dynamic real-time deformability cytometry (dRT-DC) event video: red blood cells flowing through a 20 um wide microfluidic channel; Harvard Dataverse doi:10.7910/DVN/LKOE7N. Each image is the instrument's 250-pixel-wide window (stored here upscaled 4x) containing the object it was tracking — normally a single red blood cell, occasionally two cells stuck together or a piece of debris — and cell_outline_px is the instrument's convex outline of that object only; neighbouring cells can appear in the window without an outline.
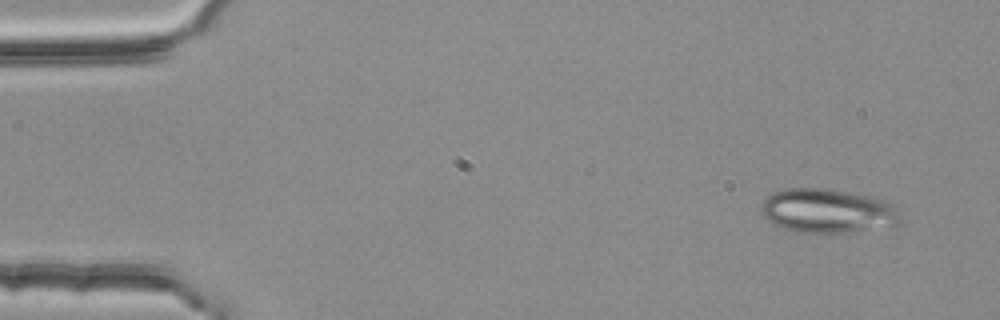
{"species": "common noctule bat (a hibernating species)", "species_latin": "Nyctalus noctula", "temperature_condition": "room temperature", "stored_images_in_passage": 4, "camera_frame_rate_fps": 3000, "um_per_image_px": 0.085, "animal": {"sex": "female", "body_mass_g": 25.1}, "frame": {"image": 1, "passage_image": 1, "time_ms": 0.0, "image_size_px": [1000, 320], "cell_outline_px": [[904, 220], [900, 224], [848, 232], [796, 232], [772, 224], [760, 212], [760, 204], [768, 196], [784, 188], [828, 188], [876, 196], [888, 200], [892, 204]], "centroid_in_image_um": [70.37, 17.9], "position_along_channel_um": 14.6, "area_um2": 36.18}}